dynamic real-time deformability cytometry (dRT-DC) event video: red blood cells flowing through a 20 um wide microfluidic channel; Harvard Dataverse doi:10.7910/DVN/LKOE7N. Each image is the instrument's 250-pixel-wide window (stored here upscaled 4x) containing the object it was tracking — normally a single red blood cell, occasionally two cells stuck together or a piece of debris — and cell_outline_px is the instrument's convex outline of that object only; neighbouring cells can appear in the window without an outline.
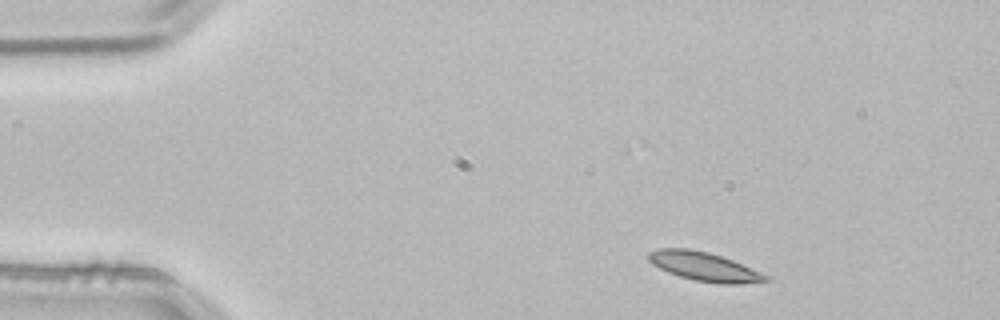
{"species": "common noctule bat (a hibernating species)", "species_latin": "Nyctalus noctula", "temperature_condition": "room temperature", "stored_images_in_passage": 2, "camera_frame_rate_fps": 3000, "um_per_image_px": 0.085, "animal": {"sex": "male", "body_mass_g": 21.5, "forearm_length_mm": 52.0}, "frame": {"image": 1, "passage_image": 1, "time_ms": 0.0, "image_size_px": [1000, 320], "cell_outline_px": [[772, 276], [768, 280], [744, 284], [720, 284], [696, 280], [680, 276], [668, 272], [652, 264], [648, 260], [648, 252], [660, 248], [688, 248], [708, 252], [732, 260]], "centroid_in_image_um": [59.88, 22.66], "position_along_channel_um": 25.1, "area_um2": 19.71}}
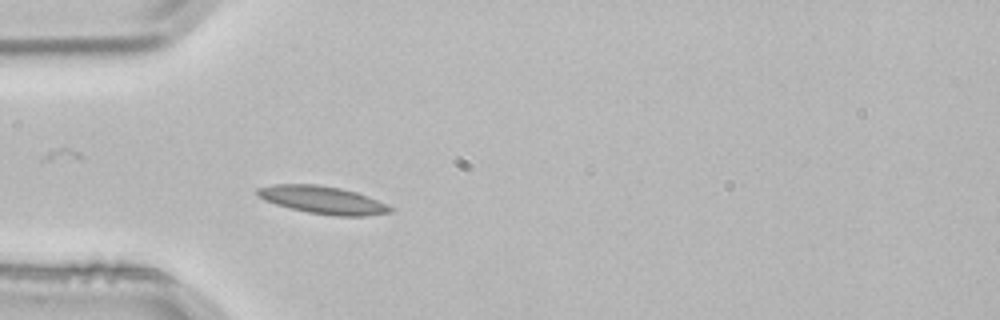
{"frame": {"image": 2, "passage_image": 2, "time_ms": 0.333, "image_size_px": [1000, 320], "cell_outline_px": [[392, 212], [368, 216], [332, 216], [308, 212], [288, 208], [264, 200], [256, 196], [256, 188], [272, 184], [316, 184], [340, 188], [356, 192], [368, 196], [392, 208]], "centroid_in_image_um": [27.37, 17.0], "position_along_channel_um": 57.6, "area_um2": 21.5}}